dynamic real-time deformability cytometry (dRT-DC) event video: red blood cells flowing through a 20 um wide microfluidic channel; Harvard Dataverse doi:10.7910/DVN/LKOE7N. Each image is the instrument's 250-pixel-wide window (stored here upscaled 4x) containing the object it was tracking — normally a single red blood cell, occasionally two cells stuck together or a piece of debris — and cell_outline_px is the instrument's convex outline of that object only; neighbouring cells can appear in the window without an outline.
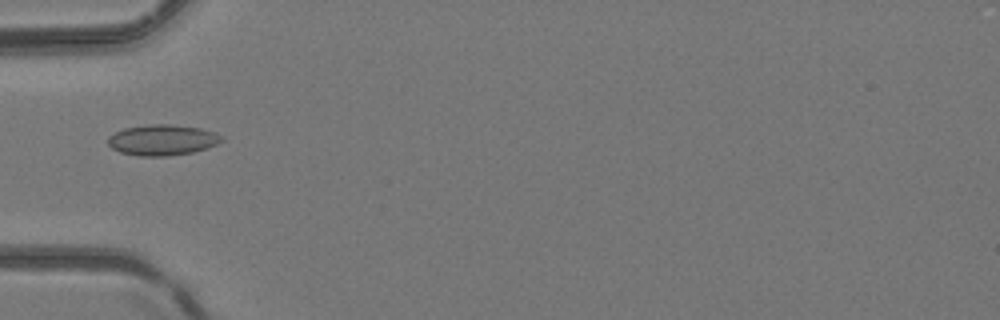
{"species": "common noctule bat (a hibernating species)", "species_latin": "Nyctalus noctula", "temperature_condition": "room temperature", "stored_images_in_passage": 5, "camera_frame_rate_fps": 3000, "um_per_image_px": 0.085, "animal": {"sex": "female", "body_mass_g": 24.6, "forearm_length_mm": 56.2}, "frame": {"image": 1, "passage_image": 4, "time_ms": 1.0, "image_size_px": [1000, 320], "cell_outline_px": [[224, 140], [208, 148], [192, 152], [168, 156], [140, 156], [120, 152], [112, 148], [108, 144], [108, 136], [124, 128], [152, 124], [172, 124], [200, 128], [212, 132], [220, 136]], "centroid_in_image_um": [13.78, 11.9], "position_along_channel_um": 71.2, "area_um2": 20.23}}
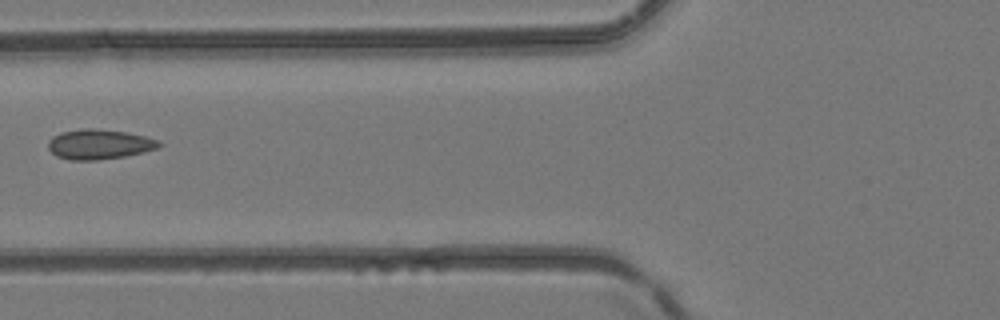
{"frame": {"image": 2, "passage_image": 5, "time_ms": 1.333, "image_size_px": [1000, 320], "cell_outline_px": [[164, 144], [156, 148], [144, 152], [124, 156], [96, 160], [68, 160], [56, 156], [48, 148], [48, 140], [52, 136], [60, 132], [84, 128], [92, 128], [124, 132], [144, 136], [160, 140]], "centroid_in_image_um": [8.41, 12.26], "position_along_channel_um": 117.4, "area_um2": 19.36}}